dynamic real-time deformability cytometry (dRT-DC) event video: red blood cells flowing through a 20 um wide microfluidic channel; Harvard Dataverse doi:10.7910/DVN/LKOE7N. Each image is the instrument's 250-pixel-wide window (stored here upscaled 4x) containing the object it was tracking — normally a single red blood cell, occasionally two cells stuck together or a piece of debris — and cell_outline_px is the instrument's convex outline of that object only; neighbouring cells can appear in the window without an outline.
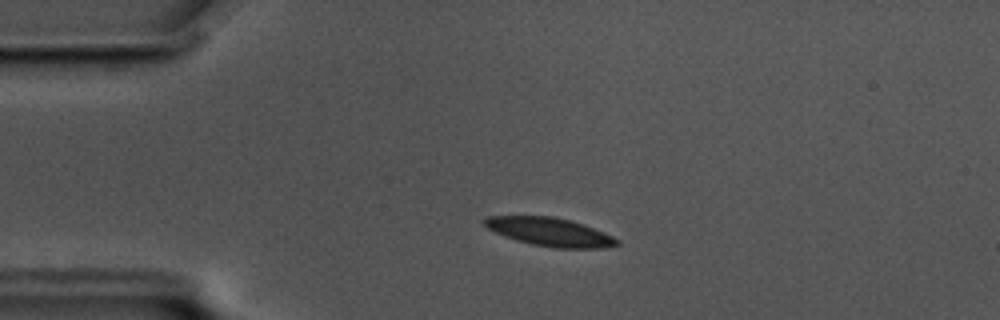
{"species": "common noctule bat (a hibernating species)", "species_latin": "Nyctalus noctula", "temperature_condition": "cold", "stored_images_in_passage": 56, "camera_frame_rate_fps": 3000, "um_per_image_px": 0.085, "animal": {"sex": "male", "body_mass_g": 17.5, "forearm_length_mm": 52.3}, "frame": {"image": 1, "passage_image": 11, "time_ms": 3.333, "image_size_px": [1000, 320], "cell_outline_px": [[620, 244], [604, 248], [556, 248], [532, 244], [516, 240], [504, 236], [488, 228], [480, 220], [488, 216], [552, 216], [584, 224], [604, 232], [620, 240]], "centroid_in_image_um": [46.74, 19.71], "position_along_channel_um": 38.3, "area_um2": 21.91}}
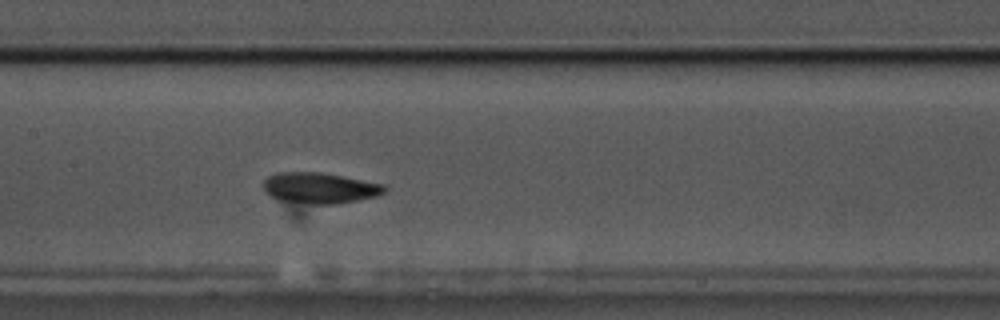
{"frame": {"image": 2, "passage_image": 26, "time_ms": 8.333, "image_size_px": [1000, 320], "cell_outline_px": [[388, 188], [384, 192], [376, 196], [336, 204], [312, 204], [280, 200], [264, 192], [260, 188], [264, 180], [268, 176], [276, 172], [320, 172], [344, 176], [384, 184]], "centroid_in_image_um": [27.14, 15.97], "position_along_channel_um": 180.3, "area_um2": 21.96}}
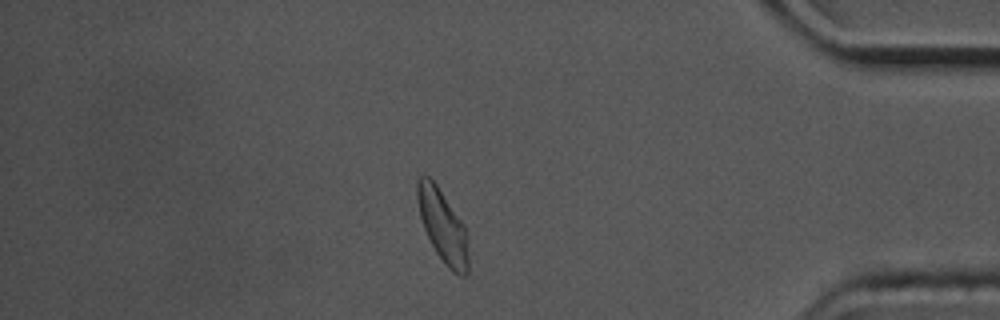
{"frame": {"image": 3, "passage_image": 48, "time_ms": 15.667, "image_size_px": [1000, 320], "cell_outline_px": [[468, 276], [460, 276], [452, 272], [444, 264], [436, 252], [424, 228], [420, 216], [416, 196], [416, 180], [420, 176], [428, 176], [436, 184], [464, 224], [468, 232]], "centroid_in_image_um": [37.65, 19.24], "position_along_channel_um": 397.5, "area_um2": 21.79}, "authors_computed_cell_mechanics": {"area_um2": 21.8195, "velocity_mm_per_s": 3.4417, "shape_relaxation_time_tau1_ms": 3.1574, "shape_relaxation_time_tau2_ms": 3.1589, "deformation_change_tau1": 0.0978, "deformation_change_tau2": 0.0666}}